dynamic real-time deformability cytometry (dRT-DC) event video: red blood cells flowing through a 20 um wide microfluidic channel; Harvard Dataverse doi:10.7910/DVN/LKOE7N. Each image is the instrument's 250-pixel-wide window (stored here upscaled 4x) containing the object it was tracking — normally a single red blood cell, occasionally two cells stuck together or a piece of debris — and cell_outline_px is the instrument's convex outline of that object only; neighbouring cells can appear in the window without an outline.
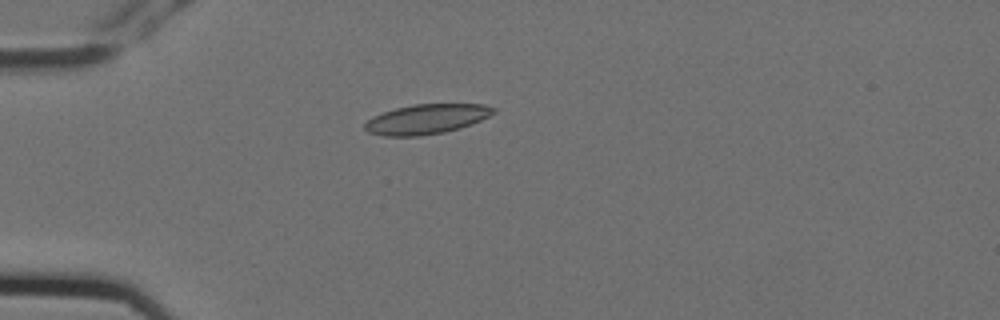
{"species": "Egyptian fruit bat (a non-hibernating species)", "species_latin": "Rousettus aegyptiacus", "temperature_condition": "cold", "stored_images_in_passage": 5, "camera_frame_rate_fps": 3000, "um_per_image_px": 0.085, "animal": {"sex": "female"}, "frame": {"image": 1, "passage_image": 5, "time_ms": 1.333, "image_size_px": [1000, 320], "cell_outline_px": [[496, 112], [472, 124], [460, 128], [444, 132], [420, 136], [384, 136], [368, 132], [364, 128], [364, 124], [372, 116], [396, 108], [412, 104], [484, 104], [496, 108]], "centroid_in_image_um": [36.25, 10.12], "position_along_channel_um": 48.7, "area_um2": 22.37}}